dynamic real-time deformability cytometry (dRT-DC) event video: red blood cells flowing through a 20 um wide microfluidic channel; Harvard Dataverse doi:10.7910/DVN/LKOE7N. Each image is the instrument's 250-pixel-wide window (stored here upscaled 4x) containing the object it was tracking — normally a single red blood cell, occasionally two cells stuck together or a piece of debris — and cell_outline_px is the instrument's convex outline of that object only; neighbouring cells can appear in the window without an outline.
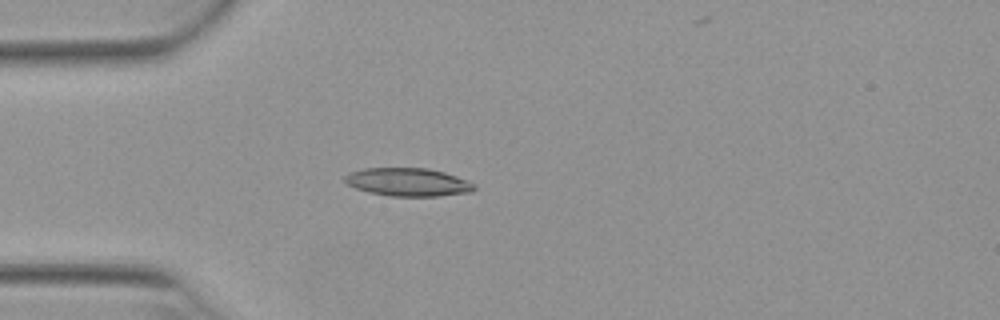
{"species": "Egyptian fruit bat (a non-hibernating species)", "species_latin": "Rousettus aegyptiacus", "temperature_condition": "warm", "stored_images_in_passage": 52, "camera_frame_rate_fps": 3000, "um_per_image_px": 0.085, "animal": {"sex": "female"}, "frame": {"image": 1, "passage_image": 15, "time_ms": 4.667, "image_size_px": [1000, 320], "cell_outline_px": [[476, 188], [472, 192], [440, 196], [388, 196], [368, 192], [356, 188], [348, 184], [344, 180], [344, 176], [348, 172], [364, 168], [428, 168], [444, 172], [468, 180], [476, 184]], "centroid_in_image_um": [34.7, 15.48], "position_along_channel_um": 50.3, "area_um2": 21.44}}
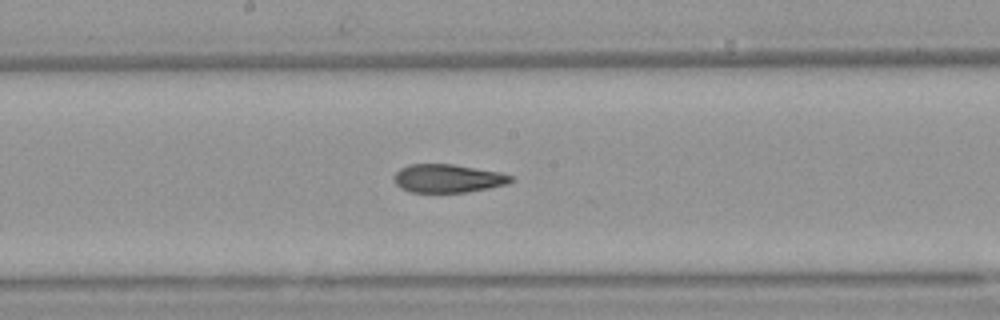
{"frame": {"image": 2, "passage_image": 28, "time_ms": 9.0, "image_size_px": [1000, 320], "cell_outline_px": [[516, 180], [508, 184], [468, 192], [412, 192], [400, 188], [396, 184], [392, 176], [400, 168], [408, 164], [452, 164], [500, 172], [512, 176]], "centroid_in_image_um": [38.07, 15.16], "position_along_channel_um": 210.1, "area_um2": 19.42}}
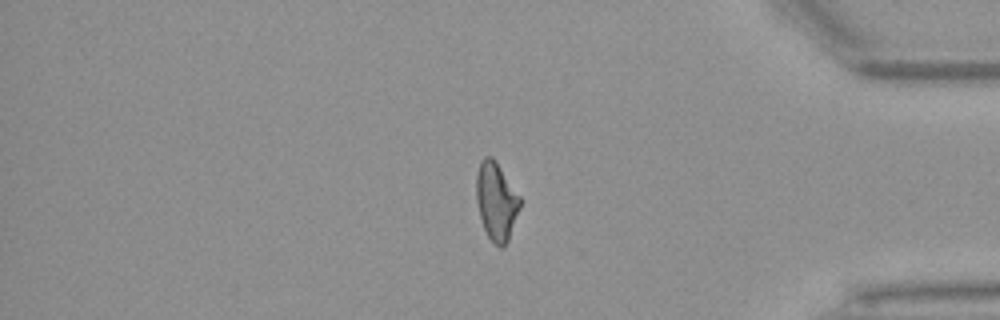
{"frame": {"image": 3, "passage_image": 44, "time_ms": 14.333, "image_size_px": [1000, 320], "cell_outline_px": [[520, 208], [508, 240], [500, 248], [488, 236], [484, 228], [480, 216], [476, 200], [476, 176], [480, 160], [484, 156], [492, 156], [520, 196]], "centroid_in_image_um": [42.17, 17.07], "position_along_channel_um": 393.0, "area_um2": 19.59}, "authors_computed_cell_mechanics": {"area_um2": 20.1144, "velocity_mm_per_s": 3.9447, "shape_relaxation_time_tau1_ms": 9.9901, "shape_relaxation_time_tau2_ms": 2.3902, "deformation_change_tau1": 0.2547, "deformation_change_tau2": 0.11}}